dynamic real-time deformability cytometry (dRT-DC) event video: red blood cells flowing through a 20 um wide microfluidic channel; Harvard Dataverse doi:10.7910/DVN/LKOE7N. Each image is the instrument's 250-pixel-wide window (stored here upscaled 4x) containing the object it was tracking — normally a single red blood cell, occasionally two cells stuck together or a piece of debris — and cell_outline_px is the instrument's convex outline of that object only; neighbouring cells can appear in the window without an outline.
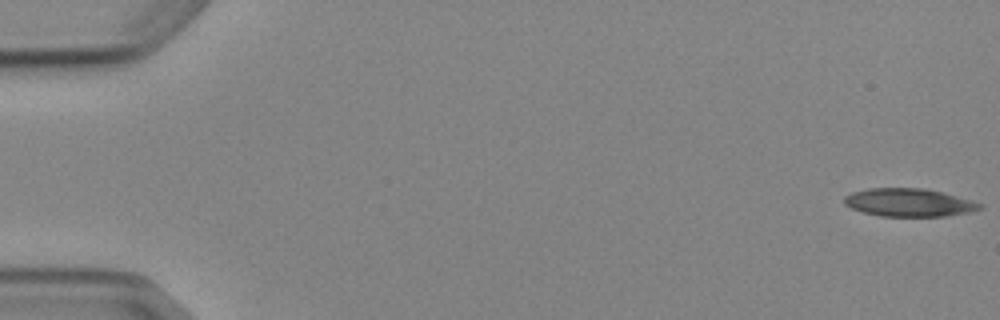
{"species": "Egyptian fruit bat (a non-hibernating species)", "species_latin": "Rousettus aegyptiacus", "temperature_condition": "cold", "stored_images_in_passage": 6, "camera_frame_rate_fps": 3000, "um_per_image_px": 0.085, "animal": {"sex": "female"}, "frame": {"image": 1, "passage_image": 1, "time_ms": 0.0, "image_size_px": [1000, 320], "cell_outline_px": [[984, 208], [968, 212], [944, 216], [880, 216], [864, 212], [852, 208], [844, 204], [844, 196], [852, 192], [868, 188], [924, 188], [972, 200], [984, 204]], "centroid_in_image_um": [77.26, 17.21], "position_along_channel_um": 7.7, "area_um2": 22.08}}
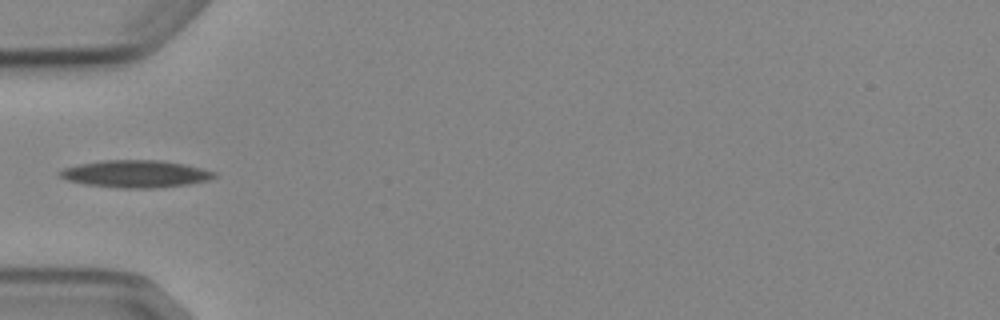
{"frame": {"image": 2, "passage_image": 5, "time_ms": 5.667, "image_size_px": [1000, 320], "cell_outline_px": [[216, 176], [208, 180], [188, 184], [160, 188], [116, 188], [84, 184], [68, 180], [56, 176], [56, 172], [64, 168], [80, 164], [104, 160], [156, 160], [184, 164], [216, 172]], "centroid_in_image_um": [11.48, 14.79], "position_along_channel_um": 73.5, "area_um2": 24.62}}
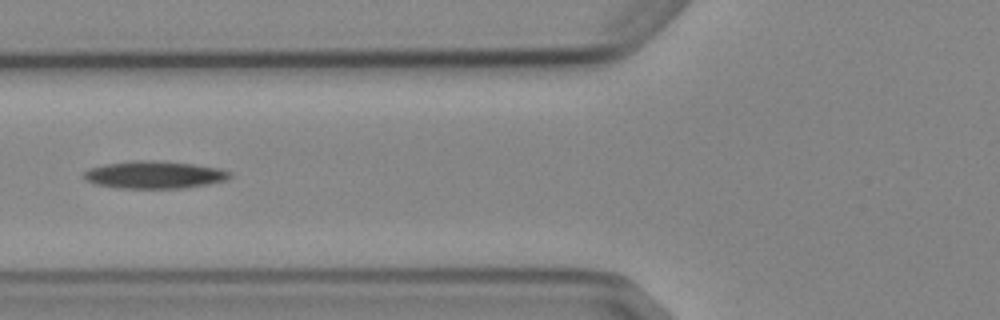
{"frame": {"image": 3, "passage_image": 6, "time_ms": 6.667, "image_size_px": [1000, 320], "cell_outline_px": [[232, 176], [228, 180], [208, 184], [184, 188], [116, 188], [96, 184], [88, 180], [84, 176], [84, 172], [92, 168], [108, 164], [136, 160], [152, 160], [192, 164], [220, 168], [232, 172]], "centroid_in_image_um": [13.2, 14.86], "position_along_channel_um": 112.6, "area_um2": 23.18}}